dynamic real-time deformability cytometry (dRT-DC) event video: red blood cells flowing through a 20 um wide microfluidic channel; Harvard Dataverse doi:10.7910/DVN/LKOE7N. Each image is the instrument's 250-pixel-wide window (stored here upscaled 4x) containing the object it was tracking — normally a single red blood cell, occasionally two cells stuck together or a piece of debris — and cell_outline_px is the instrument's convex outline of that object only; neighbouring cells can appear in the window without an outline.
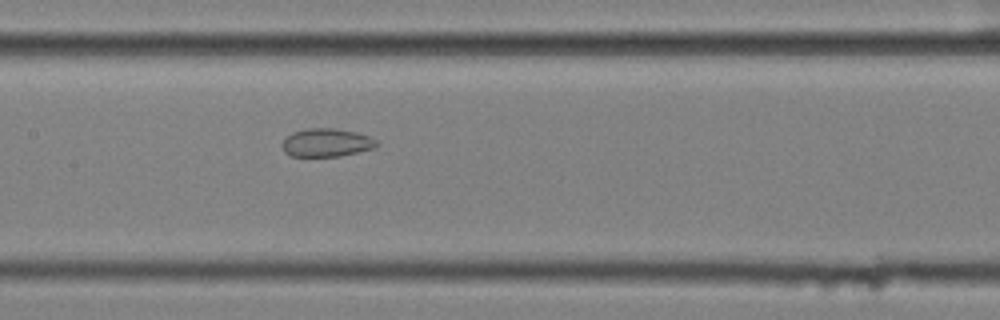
{"species": "common noctule bat (a hibernating species)", "species_latin": "Nyctalus noctula", "temperature_condition": "cold", "stored_images_in_passage": 58, "segment_of_instrument_passage": [2, 2], "camera_frame_rate_fps": 3000, "um_per_image_px": 0.085, "animal": {"sex": "female", "body_mass_g": 25.1}, "frame": {"image": 1, "passage_image": 29, "time_ms": 9.333, "image_size_px": [1000, 320], "cell_outline_px": [[380, 144], [376, 148], [340, 156], [292, 156], [284, 152], [280, 144], [292, 132], [308, 128], [332, 128], [356, 132], [368, 136], [376, 140]], "centroid_in_image_um": [27.76, 12.13], "position_along_channel_um": 179.6, "area_um2": 15.61}}
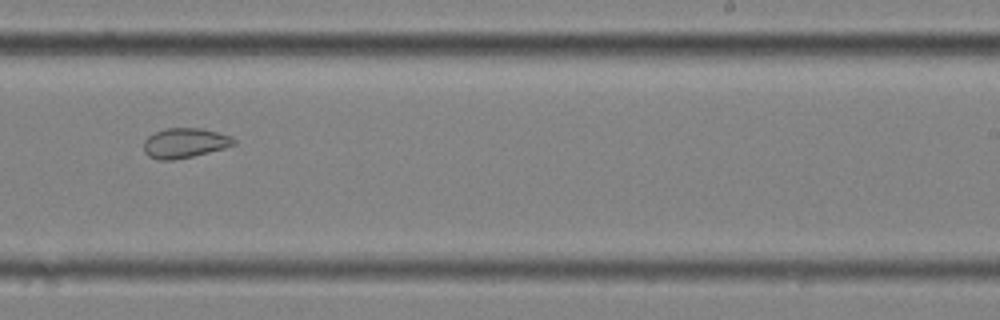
{"frame": {"image": 2, "passage_image": 37, "time_ms": 12.0, "image_size_px": [1000, 320], "cell_outline_px": [[236, 144], [224, 148], [192, 156], [172, 160], [160, 160], [148, 156], [144, 152], [144, 140], [148, 136], [156, 132], [168, 128], [200, 128], [232, 136], [236, 140]], "centroid_in_image_um": [15.7, 12.15], "position_along_channel_um": 273.3, "area_um2": 15.55}}
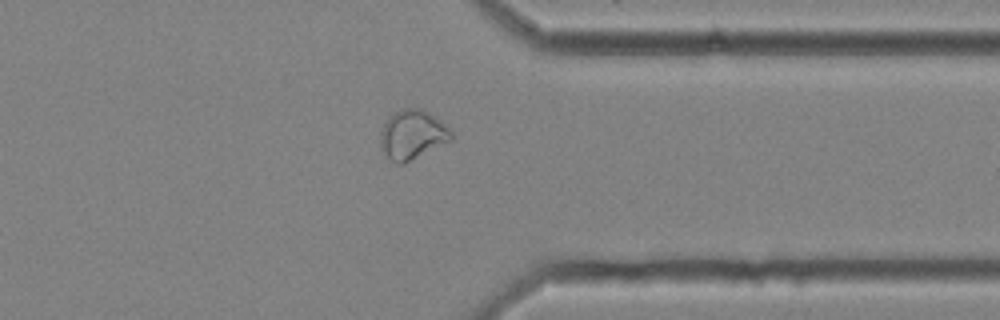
{"frame": {"image": 3, "passage_image": 46, "time_ms": 15.0, "image_size_px": [1000, 320], "cell_outline_px": [[452, 140], [404, 164], [396, 164], [380, 148], [380, 132], [384, 124], [396, 112], [404, 108], [420, 108], [428, 112], [440, 120], [452, 132]], "centroid_in_image_um": [35.06, 11.46], "position_along_channel_um": 376.3, "area_um2": 20.11}}